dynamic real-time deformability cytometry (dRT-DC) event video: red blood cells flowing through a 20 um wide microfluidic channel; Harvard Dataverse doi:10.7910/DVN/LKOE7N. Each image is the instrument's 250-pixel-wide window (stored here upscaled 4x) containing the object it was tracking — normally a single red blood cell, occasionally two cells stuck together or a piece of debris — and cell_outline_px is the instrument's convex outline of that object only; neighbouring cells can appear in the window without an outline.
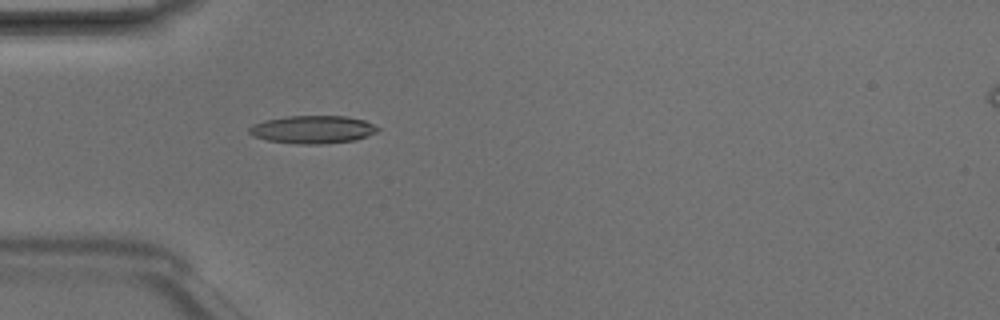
{"species": "Egyptian fruit bat (a non-hibernating species)", "species_latin": "Rousettus aegyptiacus", "temperature_condition": "room temperature", "stored_images_in_passage": 4, "camera_frame_rate_fps": 3000, "um_per_image_px": 0.085, "animal": {"sex": "male"}, "frame": {"image": 1, "passage_image": 4, "time_ms": 1.0, "image_size_px": [1000, 320], "cell_outline_px": [[380, 128], [376, 132], [368, 136], [356, 140], [324, 144], [296, 144], [268, 140], [252, 136], [248, 132], [248, 128], [252, 124], [264, 120], [284, 116], [348, 116], [364, 120]], "centroid_in_image_um": [26.56, 11.01], "position_along_channel_um": 58.4, "area_um2": 21.1}}